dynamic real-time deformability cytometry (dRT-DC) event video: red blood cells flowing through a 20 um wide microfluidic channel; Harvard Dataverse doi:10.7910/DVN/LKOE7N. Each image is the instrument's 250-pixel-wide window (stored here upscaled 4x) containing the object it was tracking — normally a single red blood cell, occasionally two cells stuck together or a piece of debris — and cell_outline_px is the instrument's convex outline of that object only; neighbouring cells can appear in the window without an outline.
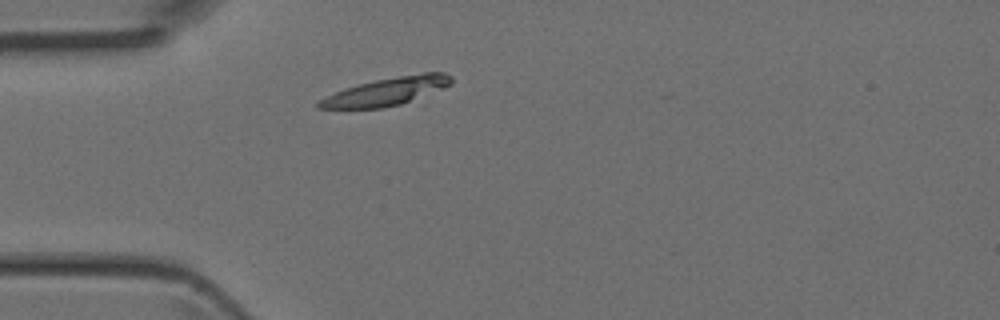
{"species": "Egyptian fruit bat (a non-hibernating species)", "species_latin": "Rousettus aegyptiacus", "temperature_condition": "room temperature", "stored_images_in_passage": 2, "camera_frame_rate_fps": 3000, "um_per_image_px": 0.085, "animal": {"sex": "female"}, "frame": {"image": 1, "passage_image": 2, "time_ms": 0.333, "image_size_px": [1000, 320], "cell_outline_px": [[452, 84], [444, 88], [400, 104], [384, 108], [316, 108], [316, 104], [320, 100], [344, 88], [376, 80], [424, 72], [444, 72], [452, 76]], "centroid_in_image_um": [32.9, 7.77], "position_along_channel_um": 52.1, "area_um2": 21.1}}